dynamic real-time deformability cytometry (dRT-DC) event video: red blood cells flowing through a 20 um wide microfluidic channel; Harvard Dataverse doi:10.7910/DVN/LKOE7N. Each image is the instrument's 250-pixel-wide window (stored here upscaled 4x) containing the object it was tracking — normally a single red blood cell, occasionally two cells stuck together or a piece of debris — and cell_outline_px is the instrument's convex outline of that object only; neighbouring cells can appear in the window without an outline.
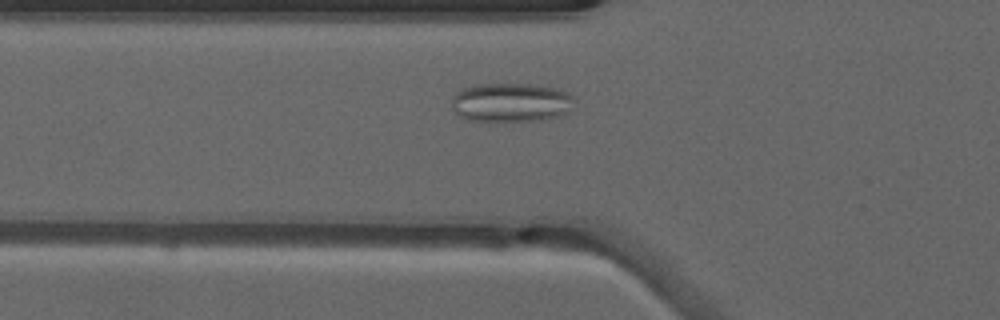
{"species": "common noctule bat (a hibernating species)", "species_latin": "Nyctalus noctula", "temperature_condition": "warm", "stored_images_in_passage": 39, "camera_frame_rate_fps": 3000, "um_per_image_px": 0.085, "animal": {"sex": "male", "forearm_length_mm": 52.5}, "frame": {"image": 1, "passage_image": 10, "time_ms": 3.0, "image_size_px": [1000, 320], "cell_outline_px": [[572, 96], [568, 112], [560, 116], [540, 120], [468, 120], [456, 116], [452, 112], [452, 96], [460, 88], [472, 84], [532, 84], [556, 88], [568, 92]], "centroid_in_image_um": [43.34, 8.69], "position_along_channel_um": 82.5, "area_um2": 27.98}}
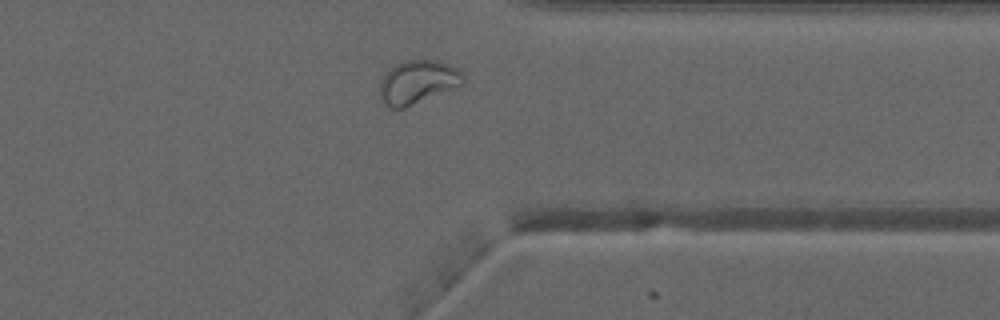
{"frame": {"image": 2, "passage_image": 32, "time_ms": 10.333, "image_size_px": [1000, 320], "cell_outline_px": [[464, 84], [404, 108], [392, 108], [380, 96], [380, 80], [396, 64], [404, 60], [436, 60], [448, 64], [456, 68], [464, 76]], "centroid_in_image_um": [35.53, 6.96], "position_along_channel_um": 375.9, "area_um2": 20.69}}
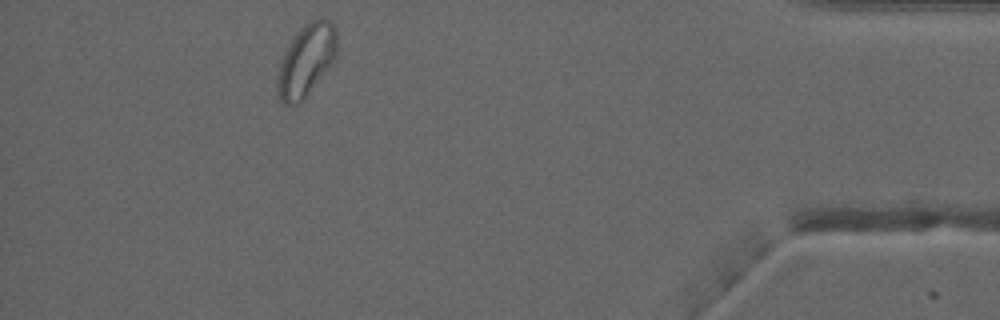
{"frame": {"image": 3, "passage_image": 38, "time_ms": 12.333, "image_size_px": [1000, 320], "cell_outline_px": [[336, 60], [304, 100], [296, 104], [284, 104], [280, 100], [276, 92], [276, 72], [284, 52], [288, 44], [300, 28], [304, 24], [320, 16], [324, 16], [336, 28]], "centroid_in_image_um": [26.02, 5.14], "position_along_channel_um": 409.2, "area_um2": 25.61}}